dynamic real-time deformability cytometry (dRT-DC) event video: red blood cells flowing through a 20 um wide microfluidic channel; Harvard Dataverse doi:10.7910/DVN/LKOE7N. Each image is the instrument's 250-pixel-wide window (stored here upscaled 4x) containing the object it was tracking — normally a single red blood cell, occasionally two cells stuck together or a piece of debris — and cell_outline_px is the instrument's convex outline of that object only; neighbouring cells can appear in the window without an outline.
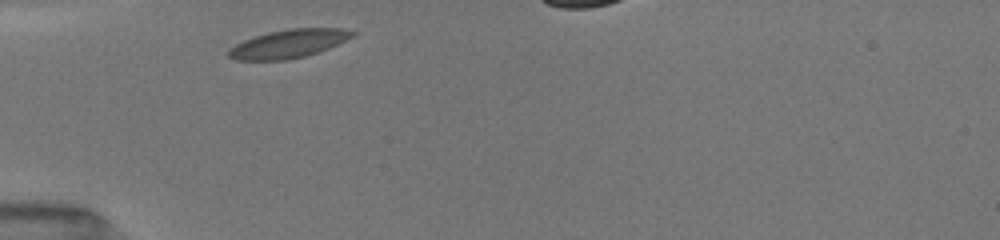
{"species": "common noctule bat (a hibernating species)", "species_latin": "Nyctalus noctula", "temperature_condition": "room temperature", "stored_images_in_passage": 25, "camera_frame_rate_fps": 3000, "um_per_image_px": 0.085, "animal": {"sex": "female", "body_mass_g": 19.5, "forearm_length_mm": 54.1}, "frame": {"image": 1, "passage_image": 1, "time_ms": 0.0, "image_size_px": [1000, 240], "cell_outline_px": [[356, 36], [320, 52], [288, 60], [236, 60], [228, 56], [228, 48], [244, 40], [268, 32], [288, 28], [344, 28], [356, 32]], "centroid_in_image_um": [24.57, 3.71], "position_along_channel_um": 60.4, "area_um2": 20.69}}
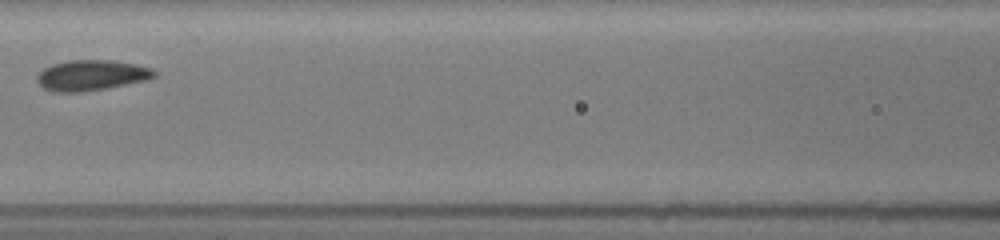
{"frame": {"image": 2, "passage_image": 6, "time_ms": 2.667, "image_size_px": [1000, 240], "cell_outline_px": [[156, 76], [148, 80], [84, 92], [52, 92], [44, 88], [36, 80], [36, 76], [44, 68], [52, 64], [68, 60], [116, 60], [152, 68], [156, 72]], "centroid_in_image_um": [7.77, 6.4], "position_along_channel_um": 158.8, "area_um2": 20.98}}
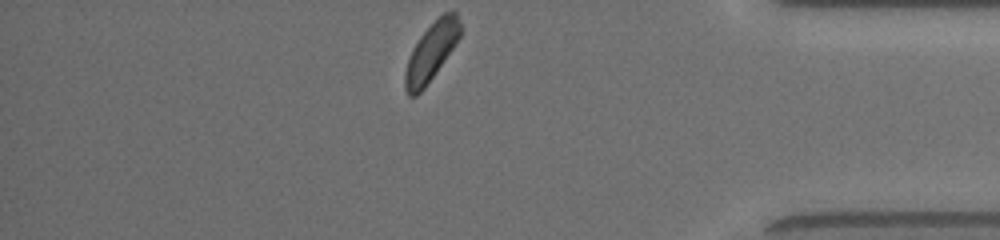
{"frame": {"image": 3, "passage_image": 25, "time_ms": 9.333, "image_size_px": [1000, 240], "cell_outline_px": [[460, 36], [456, 44], [424, 88], [416, 96], [408, 96], [404, 88], [404, 72], [412, 48], [420, 36], [444, 12], [456, 12], [460, 24]], "centroid_in_image_um": [36.63, 4.44], "position_along_channel_um": 398.6, "area_um2": 18.32}, "authors_computed_cell_mechanics": {"area_um2": 19.8254, "velocity_mm_per_s": 3.9766, "shape_relaxation_time_tau1_ms": 1.2562, "shape_relaxation_time_tau2_ms": 3.9402, "deformation_change_tau1": 0.061, "deformation_change_tau2": 0.0568}}